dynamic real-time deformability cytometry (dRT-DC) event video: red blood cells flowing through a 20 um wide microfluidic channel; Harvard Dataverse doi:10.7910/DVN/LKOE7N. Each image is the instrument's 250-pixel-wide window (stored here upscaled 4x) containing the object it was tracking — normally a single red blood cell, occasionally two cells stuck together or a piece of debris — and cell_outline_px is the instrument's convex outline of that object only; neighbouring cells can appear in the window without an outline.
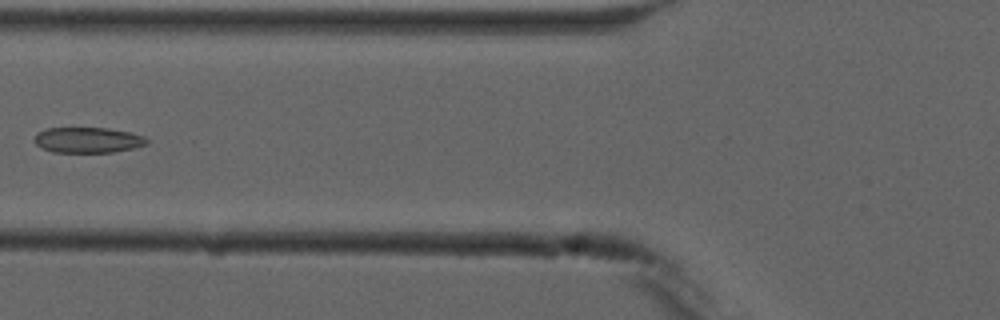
{"species": "common noctule bat (a hibernating species)", "species_latin": "Nyctalus noctula", "temperature_condition": "cold", "stored_images_in_passage": 6, "camera_frame_rate_fps": 3000, "um_per_image_px": 0.085, "animal": {"sex": "male", "forearm_length_mm": 52.5}, "frame": {"image": 1, "passage_image": 6, "time_ms": 5.667, "image_size_px": [1000, 320], "cell_outline_px": [[148, 140], [144, 144], [132, 148], [112, 152], [52, 152], [36, 144], [32, 140], [36, 132], [48, 128], [108, 128], [132, 132], [144, 136]], "centroid_in_image_um": [7.42, 11.89], "position_along_channel_um": 118.4, "area_um2": 16.7}}